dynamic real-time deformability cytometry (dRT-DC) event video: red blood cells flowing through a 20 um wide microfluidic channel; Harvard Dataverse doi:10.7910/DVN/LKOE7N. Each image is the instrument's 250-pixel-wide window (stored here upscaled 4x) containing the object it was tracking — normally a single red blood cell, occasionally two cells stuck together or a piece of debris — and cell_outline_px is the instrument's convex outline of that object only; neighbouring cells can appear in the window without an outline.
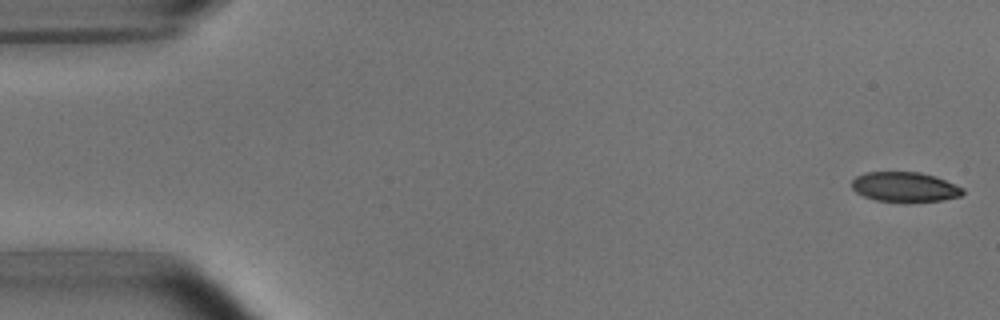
{"species": "common noctule bat (a hibernating species)", "species_latin": "Nyctalus noctula", "temperature_condition": "room temperature", "stored_images_in_passage": 6, "segment_of_instrument_passage": [1, 2], "camera_frame_rate_fps": 3000, "um_per_image_px": 0.085, "animal": {"sex": "male", "body_mass_g": 15.6}, "frame": {"image": 1, "passage_image": 1, "time_ms": 0.0, "image_size_px": [1000, 320], "cell_outline_px": [[964, 192], [960, 196], [944, 200], [876, 200], [864, 196], [856, 192], [852, 188], [852, 180], [856, 176], [864, 172], [920, 172], [936, 176], [964, 188]], "centroid_in_image_um": [76.9, 15.85], "position_along_channel_um": 8.1, "area_um2": 18.9}}
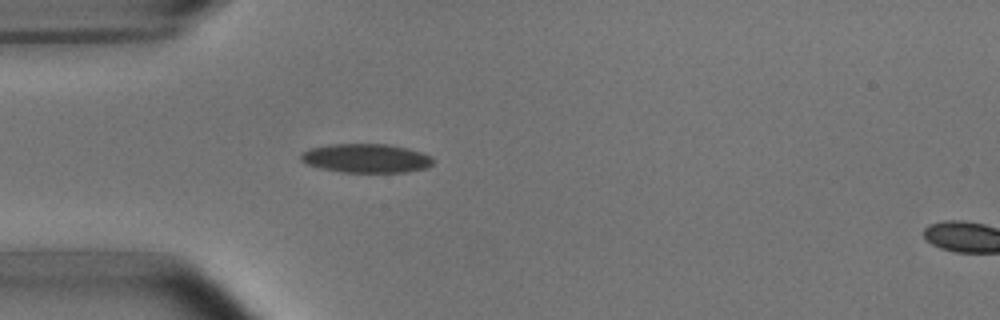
{"frame": {"image": 2, "passage_image": 5, "time_ms": 4.667, "image_size_px": [1000, 320], "cell_outline_px": [[436, 160], [428, 168], [408, 172], [340, 172], [320, 168], [304, 164], [300, 160], [300, 152], [308, 148], [332, 144], [388, 144], [420, 152], [432, 156]], "centroid_in_image_um": [31.09, 13.46], "position_along_channel_um": 53.9, "area_um2": 22.6}}